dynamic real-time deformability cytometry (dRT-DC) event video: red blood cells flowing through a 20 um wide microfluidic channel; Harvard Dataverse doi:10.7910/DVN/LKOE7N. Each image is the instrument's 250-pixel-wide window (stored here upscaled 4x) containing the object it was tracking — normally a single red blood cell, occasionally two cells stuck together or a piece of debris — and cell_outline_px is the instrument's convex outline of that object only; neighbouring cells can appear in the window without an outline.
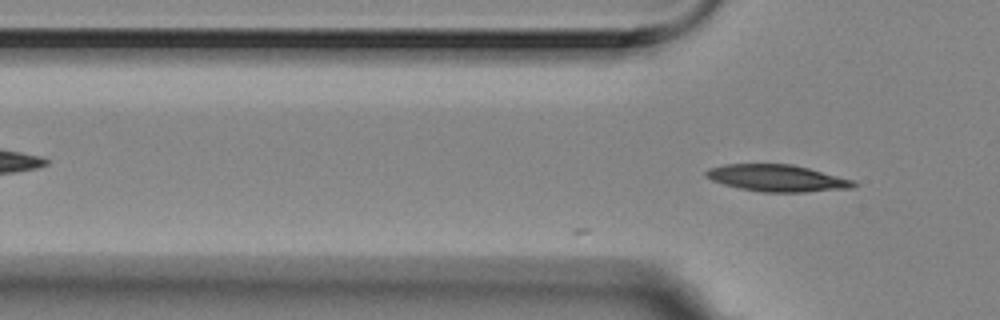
{"species": "Egyptian fruit bat (a non-hibernating species)", "species_latin": "Rousettus aegyptiacus", "temperature_condition": "room temperature", "stored_images_in_passage": 5, "camera_frame_rate_fps": 3000, "um_per_image_px": 0.085, "animal": {"sex": "female"}, "frame": {"image": 1, "passage_image": 5, "time_ms": 1.333, "image_size_px": [1000, 320], "cell_outline_px": [[856, 184], [852, 188], [804, 192], [764, 192], [740, 188], [724, 184], [712, 180], [704, 176], [704, 172], [708, 168], [724, 164], [792, 164], [808, 168], [852, 180]], "centroid_in_image_um": [65.99, 15.13], "position_along_channel_um": 59.8, "area_um2": 22.83}}